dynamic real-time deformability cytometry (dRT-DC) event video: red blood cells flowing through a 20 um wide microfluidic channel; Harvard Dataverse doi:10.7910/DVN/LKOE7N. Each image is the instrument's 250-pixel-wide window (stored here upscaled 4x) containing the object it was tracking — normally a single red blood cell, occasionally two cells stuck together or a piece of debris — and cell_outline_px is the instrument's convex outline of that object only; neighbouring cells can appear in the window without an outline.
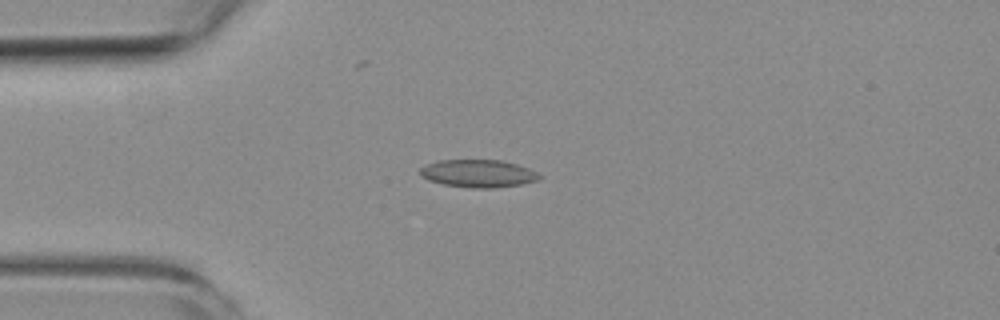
{"species": "common noctule bat (a hibernating species)", "species_latin": "Nyctalus noctula", "temperature_condition": "room temperature", "stored_images_in_passage": 5, "camera_frame_rate_fps": 3000, "um_per_image_px": 0.085, "animal": {"sex": "female", "body_mass_g": 19.3, "forearm_length_mm": 54.1}, "frame": {"image": 1, "passage_image": 4, "time_ms": 3.667, "image_size_px": [1000, 320], "cell_outline_px": [[544, 176], [540, 180], [520, 184], [496, 188], [472, 188], [444, 184], [428, 180], [420, 176], [420, 168], [424, 164], [440, 160], [504, 160], [528, 168]], "centroid_in_image_um": [40.65, 14.74], "position_along_channel_um": 44.3, "area_um2": 19.42}}
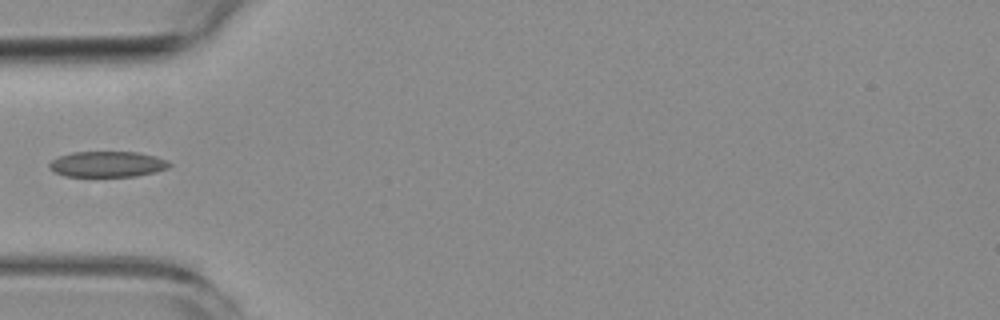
{"frame": {"image": 2, "passage_image": 5, "time_ms": 5.0, "image_size_px": [1000, 320], "cell_outline_px": [[172, 164], [168, 168], [156, 172], [136, 176], [64, 176], [48, 168], [48, 164], [52, 160], [60, 156], [72, 152], [136, 152], [156, 156], [168, 160]], "centroid_in_image_um": [9.15, 13.95], "position_along_channel_um": 75.8, "area_um2": 18.03}}